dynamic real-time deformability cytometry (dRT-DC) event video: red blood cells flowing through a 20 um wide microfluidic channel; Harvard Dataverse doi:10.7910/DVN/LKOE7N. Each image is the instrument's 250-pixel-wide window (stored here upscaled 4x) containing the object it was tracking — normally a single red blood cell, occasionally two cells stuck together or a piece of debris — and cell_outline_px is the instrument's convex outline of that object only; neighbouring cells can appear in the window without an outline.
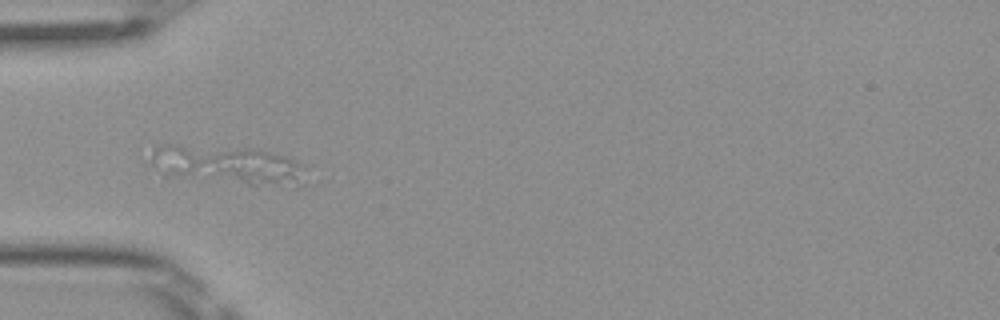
{"species": "Egyptian fruit bat (a non-hibernating species)", "species_latin": "Rousettus aegyptiacus", "temperature_condition": "room temperature", "stored_images_in_passage": 43, "segment_of_instrument_passage": [1, 2], "camera_frame_rate_fps": 3000, "um_per_image_px": 0.085, "frame": {"image": 1, "passage_image": 7, "time_ms": 2.0, "image_size_px": [1000, 320], "cell_outline_px": [[320, 180], [300, 184], [248, 184], [164, 176], [152, 164], [152, 152], [156, 144], [176, 144], [256, 148], [284, 156], [308, 168]], "centroid_in_image_um": [19.45, 14.02], "position_along_channel_um": 65.5, "area_um2": 36.01}}